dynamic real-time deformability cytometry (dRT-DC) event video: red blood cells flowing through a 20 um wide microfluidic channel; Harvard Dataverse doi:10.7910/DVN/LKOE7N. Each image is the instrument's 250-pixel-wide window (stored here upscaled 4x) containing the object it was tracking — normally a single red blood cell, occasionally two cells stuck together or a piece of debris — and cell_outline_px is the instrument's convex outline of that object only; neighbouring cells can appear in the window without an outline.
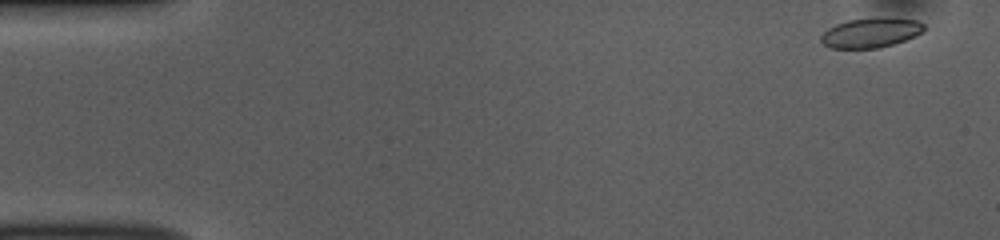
{"species": "common noctule bat (a hibernating species)", "species_latin": "Nyctalus noctula", "temperature_condition": "room temperature", "stored_images_in_passage": 8, "camera_frame_rate_fps": 3000, "um_per_image_px": 0.085, "animal": {"sex": "female", "body_mass_g": 10.0, "forearm_length_mm": 53.1}, "frame": {"image": 1, "passage_image": 1, "time_ms": 0.0, "image_size_px": [1000, 240], "cell_outline_px": [[924, 28], [916, 36], [880, 48], [832, 48], [824, 44], [820, 40], [820, 36], [828, 28], [836, 24], [848, 20], [876, 16], [884, 16], [916, 20], [924, 24]], "centroid_in_image_um": [74.01, 2.76], "position_along_channel_um": 11.0, "area_um2": 18.03}}